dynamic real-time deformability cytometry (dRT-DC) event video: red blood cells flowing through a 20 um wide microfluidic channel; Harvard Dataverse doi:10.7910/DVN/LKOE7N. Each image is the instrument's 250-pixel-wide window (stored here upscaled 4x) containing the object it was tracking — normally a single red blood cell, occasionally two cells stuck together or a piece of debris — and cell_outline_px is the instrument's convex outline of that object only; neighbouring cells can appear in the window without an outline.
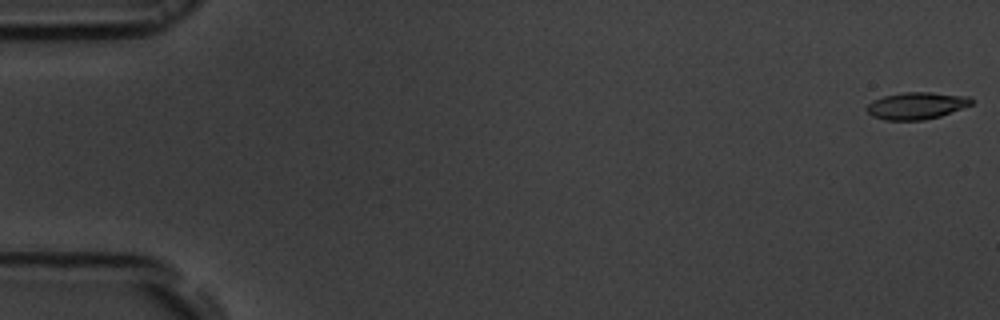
{"species": "common noctule bat (a hibernating species)", "species_latin": "Nyctalus noctula", "temperature_condition": "room temperature", "stored_images_in_passage": 54, "camera_frame_rate_fps": 3000, "um_per_image_px": 0.085, "animal": {"sex": "male", "body_mass_g": 19.5, "forearm_length_mm": 54.6}, "frame": {"image": 1, "passage_image": 1, "time_ms": 0.0, "image_size_px": [1000, 320], "cell_outline_px": [[972, 104], [940, 116], [924, 120], [884, 120], [872, 116], [864, 108], [872, 100], [884, 96], [904, 92], [932, 92], [968, 96], [972, 100]], "centroid_in_image_um": [77.86, 8.98], "position_along_channel_um": 7.1, "area_um2": 16.47}}
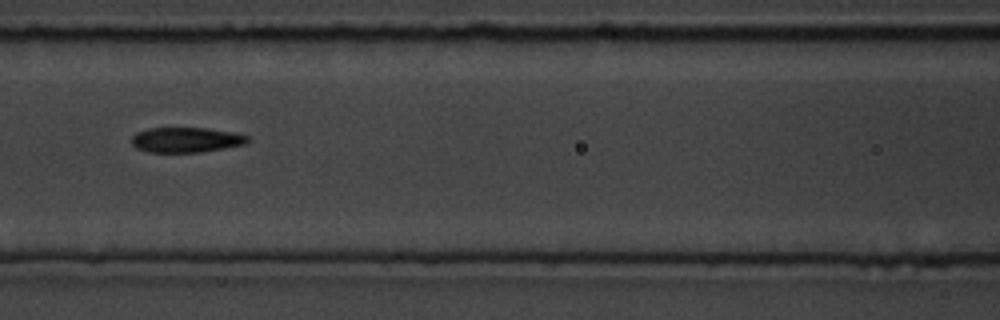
{"frame": {"image": 2, "passage_image": 24, "time_ms": 7.667, "image_size_px": [1000, 320], "cell_outline_px": [[252, 140], [244, 144], [224, 148], [200, 152], [148, 152], [136, 148], [132, 144], [132, 136], [136, 132], [148, 128], [208, 128], [232, 132], [248, 136]], "centroid_in_image_um": [15.81, 11.88], "position_along_channel_um": 150.8, "area_um2": 16.99}}
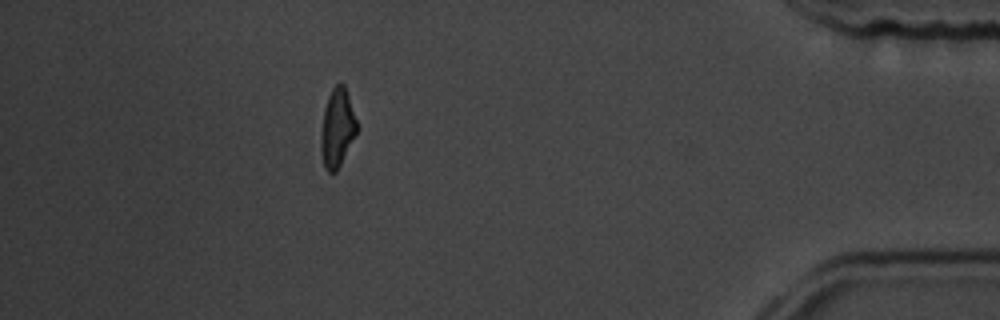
{"frame": {"image": 3, "passage_image": 48, "time_ms": 15.667, "image_size_px": [1000, 320], "cell_outline_px": [[356, 132], [336, 172], [328, 172], [324, 168], [320, 148], [320, 140], [324, 108], [328, 96], [332, 88], [336, 84], [344, 84], [356, 120]], "centroid_in_image_um": [28.62, 10.88], "position_along_channel_um": 406.6, "area_um2": 16.01}, "authors_computed_cell_mechanics": {"area_um2": 17.051, "velocity_mm_per_s": 3.8248, "shape_relaxation_time_tau1_ms": 4.353, "shape_relaxation_time_tau2_ms": 3.5435, "deformation_change_tau1": 0.164, "deformation_change_tau2": 0.1099}}